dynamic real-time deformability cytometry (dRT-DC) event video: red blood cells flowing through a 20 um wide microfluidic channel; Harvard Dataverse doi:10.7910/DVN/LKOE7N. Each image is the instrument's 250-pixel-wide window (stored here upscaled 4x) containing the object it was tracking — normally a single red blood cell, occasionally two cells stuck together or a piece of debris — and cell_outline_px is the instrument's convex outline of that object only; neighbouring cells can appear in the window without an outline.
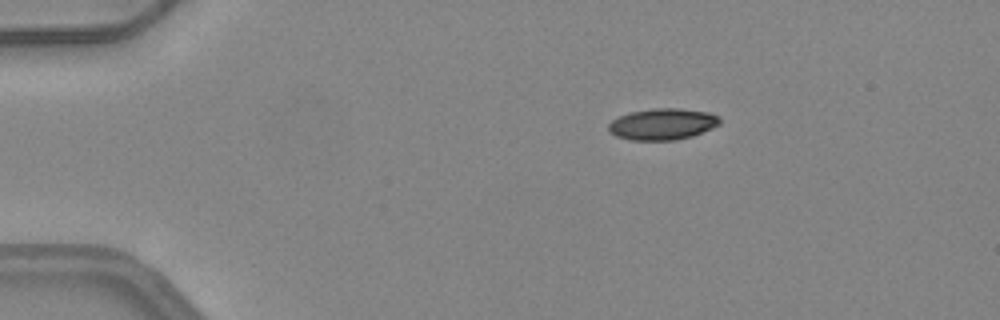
{"species": "common noctule bat (a hibernating species)", "species_latin": "Nyctalus noctula", "temperature_condition": "warm", "stored_images_in_passage": 42, "camera_frame_rate_fps": 3000, "um_per_image_px": 0.085, "animal": {"sex": "female", "body_mass_g": 24.6, "forearm_length_mm": 56.2}, "frame": {"image": 1, "passage_image": 1, "time_ms": 0.0, "image_size_px": [1000, 320], "cell_outline_px": [[720, 124], [712, 128], [692, 136], [672, 140], [632, 140], [616, 136], [608, 132], [608, 124], [612, 120], [628, 112], [652, 108], [680, 108], [708, 112], [716, 116], [720, 120]], "centroid_in_image_um": [56.28, 10.54], "position_along_channel_um": 28.7, "area_um2": 20.35}}
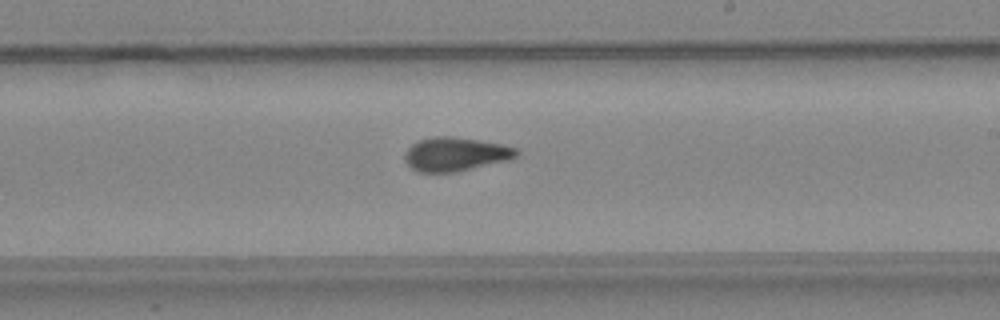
{"frame": {"image": 2, "passage_image": 22, "time_ms": 7.0, "image_size_px": [1000, 320], "cell_outline_px": [[520, 152], [512, 160], [456, 172], [420, 172], [412, 168], [404, 160], [404, 152], [416, 140], [436, 136], [448, 136], [476, 140], [500, 144], [516, 148]], "centroid_in_image_um": [38.71, 13.11], "position_along_channel_um": 250.3, "area_um2": 22.08}}
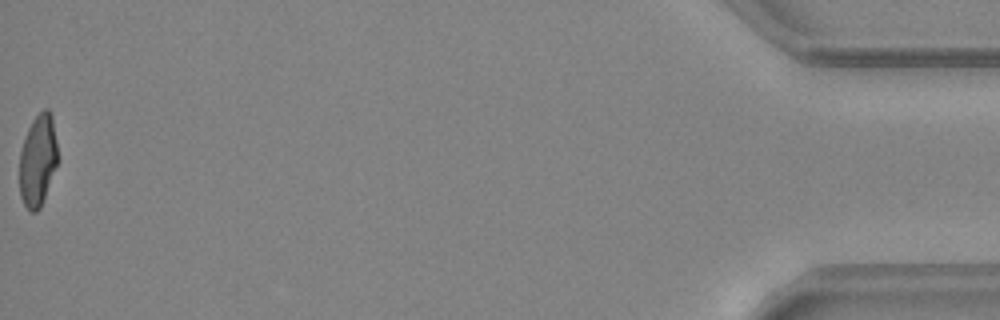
{"frame": {"image": 3, "passage_image": 42, "time_ms": 13.667, "image_size_px": [1000, 320], "cell_outline_px": [[56, 164], [40, 208], [36, 212], [28, 212], [20, 196], [20, 152], [28, 128], [32, 120], [44, 108], [48, 108], [52, 116], [56, 140]], "centroid_in_image_um": [3.19, 13.63], "position_along_channel_um": 432.0, "area_um2": 20.0}, "authors_computed_cell_mechanics": {"area_um2": 21.5305, "velocity_mm_per_s": 4.1947, "shape_relaxation_time_tau1_ms": 11.2886, "shape_relaxation_time_tau2_ms": 1.9, "deformation_change_tau1": 0.3086, "deformation_change_tau2": 0.0842}}